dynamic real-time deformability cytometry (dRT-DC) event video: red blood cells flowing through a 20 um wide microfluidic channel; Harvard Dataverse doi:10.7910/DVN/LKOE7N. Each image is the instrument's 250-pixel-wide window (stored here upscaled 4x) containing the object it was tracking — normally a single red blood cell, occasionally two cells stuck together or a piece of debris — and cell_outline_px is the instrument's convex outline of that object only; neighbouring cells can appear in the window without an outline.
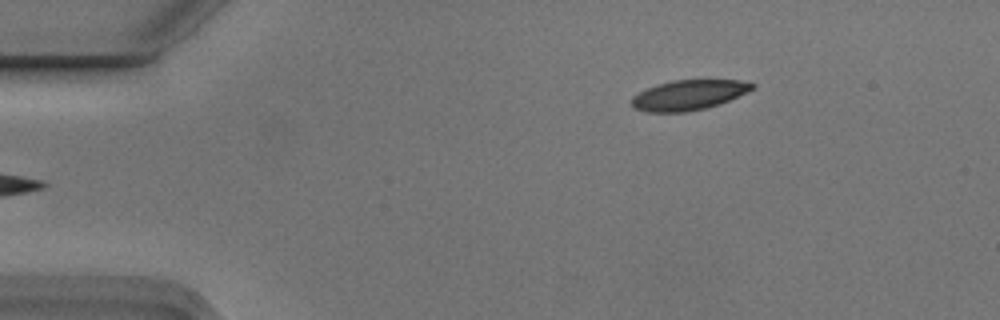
{"species": "Egyptian fruit bat (a non-hibernating species)", "species_latin": "Rousettus aegyptiacus", "temperature_condition": "cold", "stored_images_in_passage": 5, "camera_frame_rate_fps": 3000, "um_per_image_px": 0.085, "animal": {"sex": "male"}, "frame": {"image": 1, "passage_image": 5, "time_ms": 1.333, "image_size_px": [1000, 320], "cell_outline_px": [[756, 88], [720, 104], [704, 108], [684, 112], [644, 112], [632, 108], [632, 96], [648, 88], [672, 80], [740, 80], [756, 84]], "centroid_in_image_um": [58.54, 8.08], "position_along_channel_um": 26.5, "area_um2": 21.04}}